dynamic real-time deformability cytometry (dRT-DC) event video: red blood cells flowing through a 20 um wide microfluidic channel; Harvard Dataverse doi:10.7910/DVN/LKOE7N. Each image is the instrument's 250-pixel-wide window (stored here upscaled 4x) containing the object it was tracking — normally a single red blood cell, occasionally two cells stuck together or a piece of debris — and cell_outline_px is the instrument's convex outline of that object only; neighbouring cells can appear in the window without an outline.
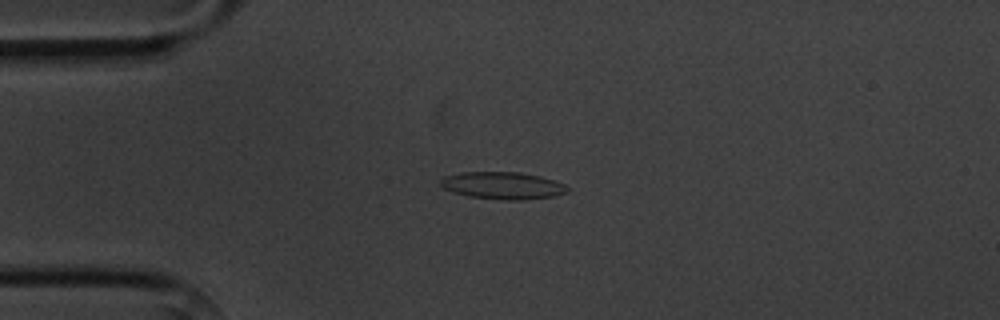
{"species": "common noctule bat (a hibernating species)", "species_latin": "Nyctalus noctula", "temperature_condition": "cold", "stored_images_in_passage": 8, "camera_frame_rate_fps": 3000, "um_per_image_px": 0.085, "animal": {"sex": "male", "body_mass_g": 20.1, "forearm_length_mm": 53.5}, "frame": {"image": 1, "passage_image": 2, "time_ms": 2.0, "image_size_px": [1000, 320], "cell_outline_px": [[568, 192], [556, 196], [520, 200], [504, 200], [468, 196], [452, 192], [444, 188], [440, 184], [440, 180], [444, 176], [460, 172], [520, 172], [540, 176], [564, 184], [568, 188]], "centroid_in_image_um": [42.72, 15.77], "position_along_channel_um": 42.3, "area_um2": 20.17}}
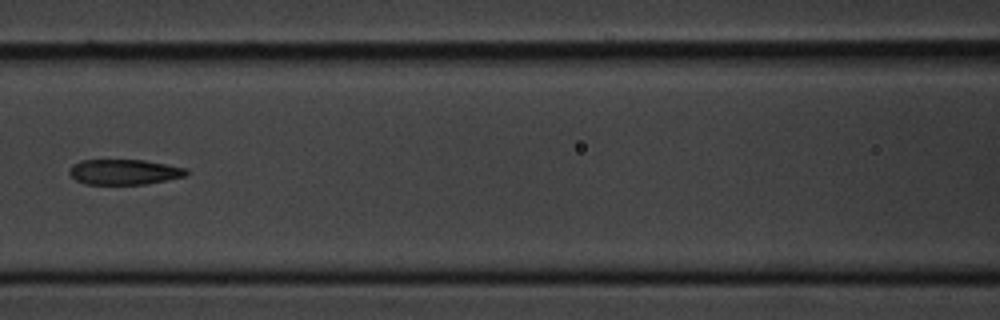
{"frame": {"image": 2, "passage_image": 5, "time_ms": 5.667, "image_size_px": [1000, 320], "cell_outline_px": [[188, 172], [184, 176], [168, 180], [144, 184], [84, 184], [76, 180], [68, 172], [72, 164], [80, 160], [144, 160], [188, 168]], "centroid_in_image_um": [10.55, 14.61], "position_along_channel_um": 156.1, "area_um2": 17.28}}
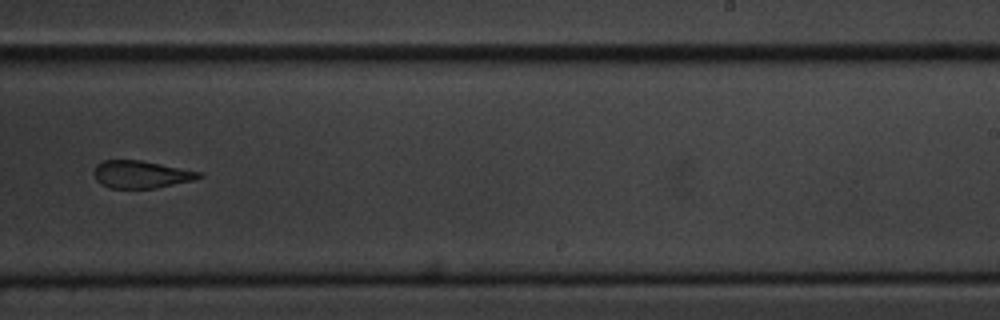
{"frame": {"image": 3, "passage_image": 8, "time_ms": 9.0, "image_size_px": [1000, 320], "cell_outline_px": [[204, 176], [196, 180], [156, 188], [108, 188], [100, 184], [96, 180], [92, 172], [96, 164], [104, 160], [140, 160], [200, 172]], "centroid_in_image_um": [11.96, 14.83], "position_along_channel_um": 277.0, "area_um2": 16.94}}